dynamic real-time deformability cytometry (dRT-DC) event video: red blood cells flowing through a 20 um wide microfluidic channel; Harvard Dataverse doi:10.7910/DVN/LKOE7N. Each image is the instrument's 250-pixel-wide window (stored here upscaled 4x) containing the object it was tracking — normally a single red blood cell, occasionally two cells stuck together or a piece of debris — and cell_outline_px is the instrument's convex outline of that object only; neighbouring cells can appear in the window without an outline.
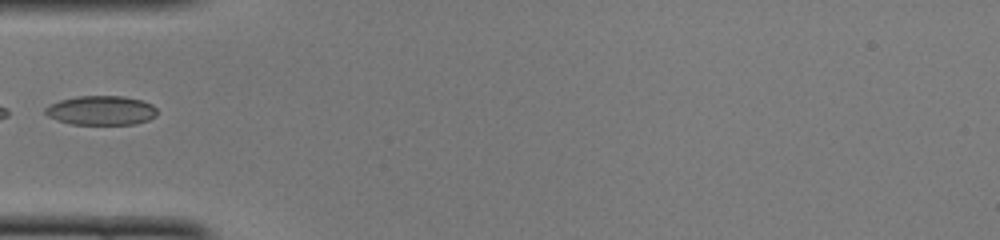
{"species": "common noctule bat (a hibernating species)", "species_latin": "Nyctalus noctula", "temperature_condition": "cold", "stored_images_in_passage": 33, "camera_frame_rate_fps": 3000, "um_per_image_px": 0.085, "animal": {"sex": "female", "body_mass_g": 22.0, "forearm_length_mm": 56.7}, "frame": {"image": 1, "passage_image": 1, "time_ms": 0.0, "image_size_px": [1000, 240], "cell_outline_px": [[156, 116], [148, 120], [136, 124], [72, 124], [56, 120], [48, 116], [44, 112], [44, 108], [60, 100], [76, 96], [124, 96], [140, 100], [152, 104], [156, 108]], "centroid_in_image_um": [8.59, 9.38], "position_along_channel_um": 76.4, "area_um2": 19.07}}